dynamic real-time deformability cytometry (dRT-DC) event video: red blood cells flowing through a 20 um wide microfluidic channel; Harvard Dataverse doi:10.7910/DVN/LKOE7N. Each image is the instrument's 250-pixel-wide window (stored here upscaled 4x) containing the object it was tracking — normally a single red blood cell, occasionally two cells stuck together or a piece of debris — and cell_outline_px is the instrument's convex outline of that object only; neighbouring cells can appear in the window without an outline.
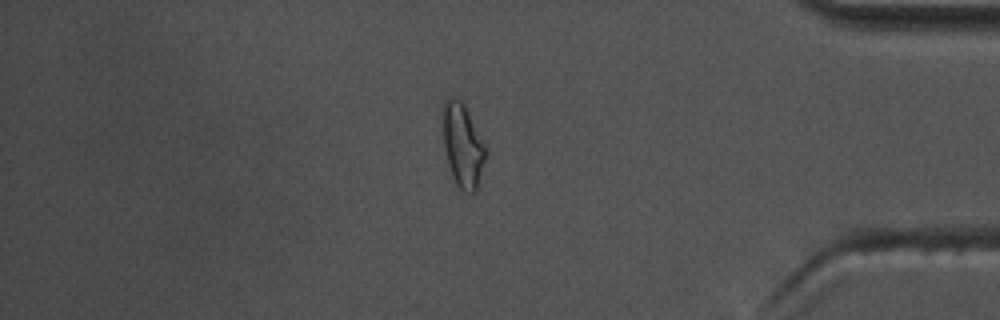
{"species": "common noctule bat (a hibernating species)", "species_latin": "Nyctalus noctula", "temperature_condition": "warm", "stored_images_in_passage": 56, "camera_frame_rate_fps": 3000, "um_per_image_px": 0.085, "animal": {"sex": "male", "body_mass_g": 17.5, "forearm_length_mm": 52.3}, "frame": {"image": 1, "passage_image": 48, "time_ms": 15.667, "image_size_px": [1000, 320], "cell_outline_px": [[484, 160], [476, 192], [464, 192], [456, 184], [448, 164], [444, 144], [440, 112], [440, 108], [444, 100], [448, 96], [452, 96], [460, 100], [464, 104], [484, 144]], "centroid_in_image_um": [39.26, 12.28], "position_along_channel_um": 395.9, "area_um2": 20.75}, "authors_computed_cell_mechanics": {"area_um2": 18.1492, "velocity_mm_per_s": 3.6816, "shape_relaxation_time_tau1_ms": 4.5602, "shape_relaxation_time_tau2_ms": 2.4641, "deformation_change_tau1": 0.1577, "deformation_change_tau2": 0.0897}}